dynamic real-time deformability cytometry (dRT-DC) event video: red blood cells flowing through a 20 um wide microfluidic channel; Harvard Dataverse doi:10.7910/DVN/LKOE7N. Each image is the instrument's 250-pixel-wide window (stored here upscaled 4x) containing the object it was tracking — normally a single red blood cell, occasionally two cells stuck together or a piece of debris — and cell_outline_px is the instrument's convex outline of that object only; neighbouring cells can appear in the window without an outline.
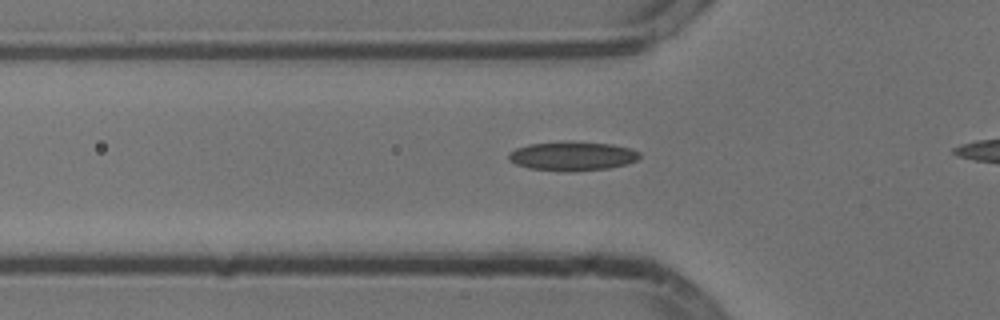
{"species": "common noctule bat (a hibernating species)", "species_latin": "Nyctalus noctula", "temperature_condition": "cold", "stored_images_in_passage": 30, "camera_frame_rate_fps": 3000, "um_per_image_px": 0.085, "animal": {"sex": "male", "body_mass_g": 13.3}, "frame": {"image": 1, "passage_image": 4, "time_ms": 1.0, "image_size_px": [1000, 320], "cell_outline_px": [[640, 156], [636, 160], [628, 164], [608, 168], [572, 172], [568, 172], [528, 168], [516, 164], [508, 160], [508, 152], [516, 148], [528, 144], [564, 140], [572, 140], [612, 144], [632, 148], [640, 152]], "centroid_in_image_um": [48.64, 13.25], "position_along_channel_um": 77.2, "area_um2": 22.83}}
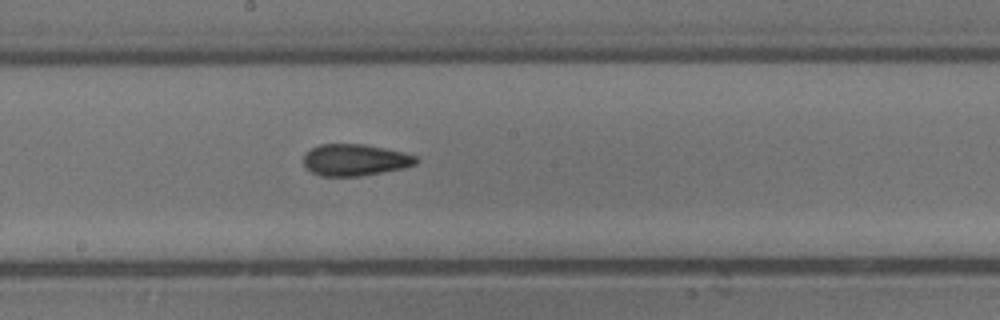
{"frame": {"image": 2, "passage_image": 15, "time_ms": 4.667, "image_size_px": [1000, 320], "cell_outline_px": [[420, 160], [416, 164], [404, 168], [360, 176], [320, 176], [312, 172], [304, 164], [304, 156], [312, 148], [320, 144], [364, 144], [404, 152], [416, 156]], "centroid_in_image_um": [30.21, 13.59], "position_along_channel_um": 218.0, "area_um2": 20.69}}
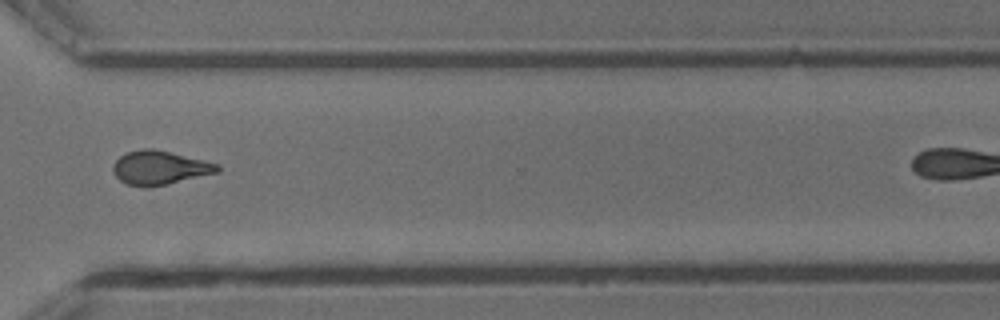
{"frame": {"image": 3, "passage_image": 26, "time_ms": 8.333, "image_size_px": [1000, 320], "cell_outline_px": [[220, 172], [148, 188], [144, 188], [128, 184], [120, 180], [112, 172], [112, 164], [120, 156], [128, 152], [144, 148], [152, 148], [204, 160], [220, 164]], "centroid_in_image_um": [13.57, 14.26], "position_along_channel_um": 357.0, "area_um2": 20.63}}